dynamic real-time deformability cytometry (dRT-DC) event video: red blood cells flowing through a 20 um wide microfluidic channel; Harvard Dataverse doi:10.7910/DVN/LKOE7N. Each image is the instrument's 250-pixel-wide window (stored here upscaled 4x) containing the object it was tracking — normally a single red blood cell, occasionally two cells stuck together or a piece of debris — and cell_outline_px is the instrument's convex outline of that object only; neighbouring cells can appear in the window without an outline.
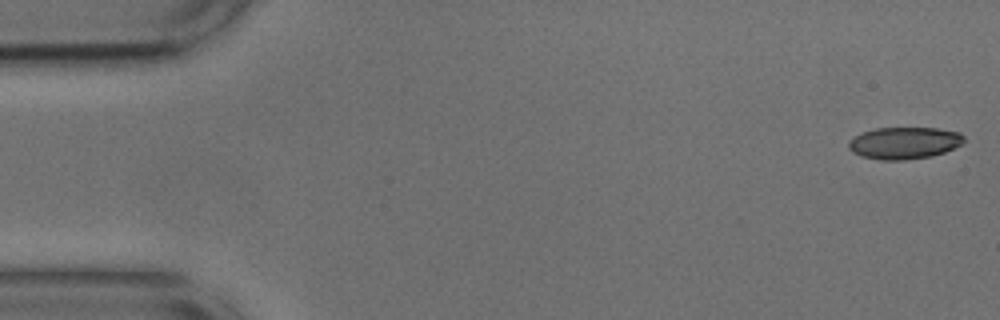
{"species": "common noctule bat (a hibernating species)", "species_latin": "Nyctalus noctula", "temperature_condition": "cold", "stored_images_in_passage": 52, "camera_frame_rate_fps": 3000, "um_per_image_px": 0.085, "animal": {"sex": "male", "body_mass_g": 17.9, "forearm_length_mm": 54.2}, "frame": {"image": 1, "passage_image": 1, "time_ms": 0.0, "image_size_px": [1000, 320], "cell_outline_px": [[964, 144], [944, 152], [932, 156], [904, 160], [880, 160], [860, 156], [852, 152], [848, 148], [848, 144], [856, 136], [864, 132], [876, 128], [936, 128], [960, 132], [964, 136]], "centroid_in_image_um": [76.9, 12.16], "position_along_channel_um": 8.1, "area_um2": 21.5}}
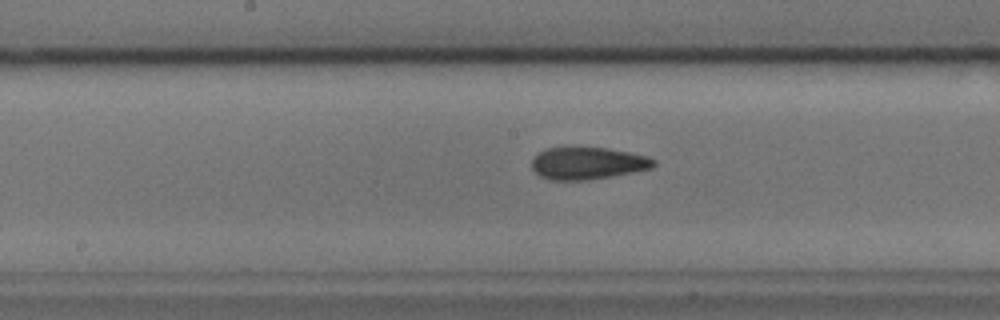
{"frame": {"image": 2, "passage_image": 26, "time_ms": 8.333, "image_size_px": [1000, 320], "cell_outline_px": [[656, 164], [652, 168], [612, 176], [588, 180], [548, 180], [540, 176], [532, 168], [532, 160], [540, 152], [548, 148], [608, 148], [648, 156], [656, 160]], "centroid_in_image_um": [49.97, 13.89], "position_along_channel_um": 198.2, "area_um2": 22.72}}
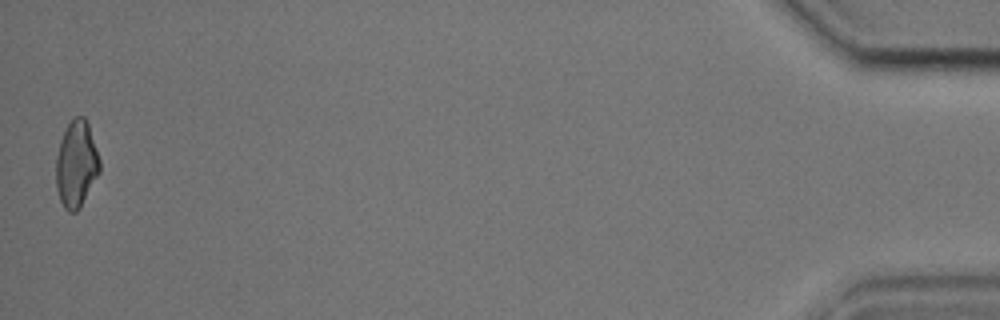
{"frame": {"image": 3, "passage_image": 52, "time_ms": 17.0, "image_size_px": [1000, 320], "cell_outline_px": [[100, 172], [80, 208], [76, 212], [68, 212], [64, 208], [60, 200], [56, 188], [56, 156], [60, 140], [68, 124], [76, 116], [84, 116], [88, 124], [100, 160]], "centroid_in_image_um": [6.48, 13.98], "position_along_channel_um": 428.7, "area_um2": 22.02}, "authors_computed_cell_mechanics": {"area_um2": 22.5131, "velocity_mm_per_s": 3.7576, "shape_relaxation_time_tau1_ms": null, "shape_relaxation_time_tau2_ms": 3.5651, "deformation_change_tau1": null, "deformation_change_tau2": 0.1147}}